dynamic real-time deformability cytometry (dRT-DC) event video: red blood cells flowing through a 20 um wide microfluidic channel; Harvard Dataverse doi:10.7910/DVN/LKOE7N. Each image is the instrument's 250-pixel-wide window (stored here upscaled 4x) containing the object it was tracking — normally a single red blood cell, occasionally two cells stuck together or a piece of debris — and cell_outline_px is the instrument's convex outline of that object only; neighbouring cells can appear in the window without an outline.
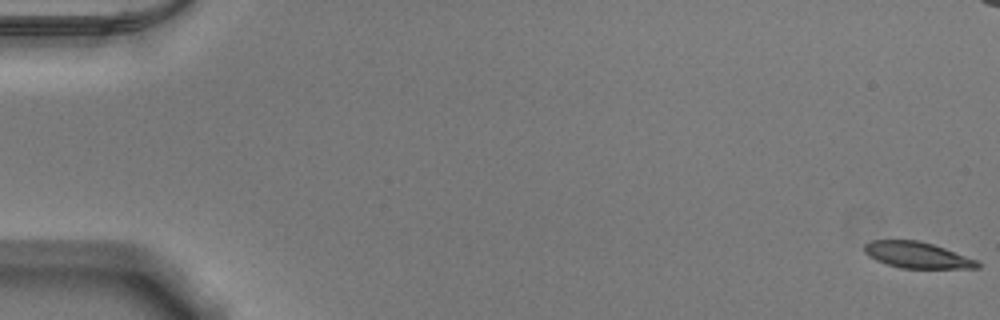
{"species": "Egyptian fruit bat (a non-hibernating species)", "species_latin": "Rousettus aegyptiacus", "temperature_condition": "warm", "stored_images_in_passage": 55, "camera_frame_rate_fps": 3000, "um_per_image_px": 0.085, "animal": {"sex": "male"}, "frame": {"image": 1, "passage_image": 1, "time_ms": 0.0, "image_size_px": [1000, 320], "cell_outline_px": [[980, 268], [900, 268], [876, 260], [868, 256], [864, 252], [864, 244], [872, 240], [916, 240], [932, 244], [944, 248], [976, 260], [980, 264]], "centroid_in_image_um": [77.91, 21.68], "position_along_channel_um": 7.1, "area_um2": 17.05}}
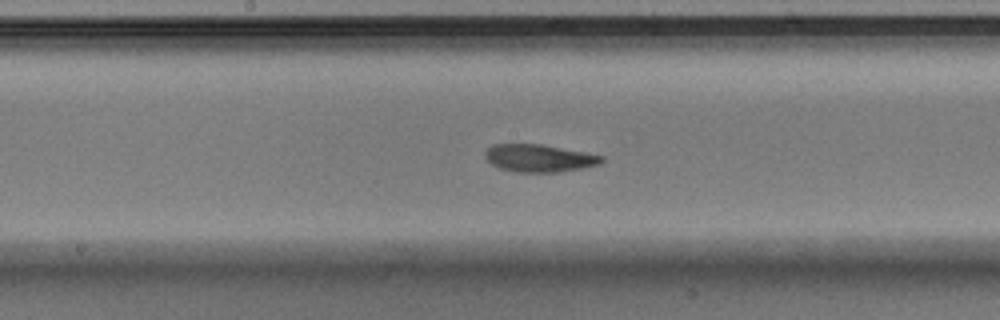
{"frame": {"image": 2, "passage_image": 29, "time_ms": 9.333, "image_size_px": [1000, 320], "cell_outline_px": [[604, 160], [600, 164], [560, 172], [516, 172], [500, 168], [492, 164], [484, 156], [484, 152], [492, 144], [540, 144], [584, 152], [604, 156]], "centroid_in_image_um": [45.81, 13.44], "position_along_channel_um": 202.4, "area_um2": 18.61}}
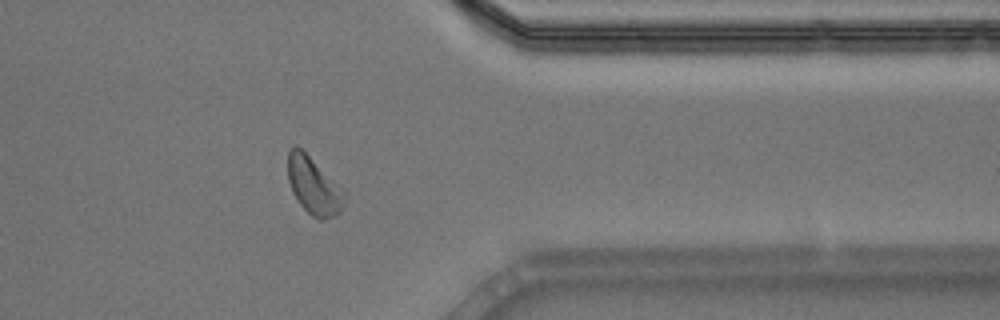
{"frame": {"image": 3, "passage_image": 44, "time_ms": 14.333, "image_size_px": [1000, 320], "cell_outline_px": [[348, 192], [344, 204], [340, 212], [336, 216], [324, 220], [320, 220], [312, 216], [300, 204], [292, 192], [288, 180], [288, 152], [296, 144], [344, 188]], "centroid_in_image_um": [26.71, 15.82], "position_along_channel_um": 384.7, "area_um2": 19.19}, "authors_computed_cell_mechanics": {"area_um2": 18.7272, "velocity_mm_per_s": 3.8444, "shape_relaxation_time_tau1_ms": 4.6494, "shape_relaxation_time_tau2_ms": 3.3511, "deformation_change_tau1": 0.1693, "deformation_change_tau2": 0.0947}}